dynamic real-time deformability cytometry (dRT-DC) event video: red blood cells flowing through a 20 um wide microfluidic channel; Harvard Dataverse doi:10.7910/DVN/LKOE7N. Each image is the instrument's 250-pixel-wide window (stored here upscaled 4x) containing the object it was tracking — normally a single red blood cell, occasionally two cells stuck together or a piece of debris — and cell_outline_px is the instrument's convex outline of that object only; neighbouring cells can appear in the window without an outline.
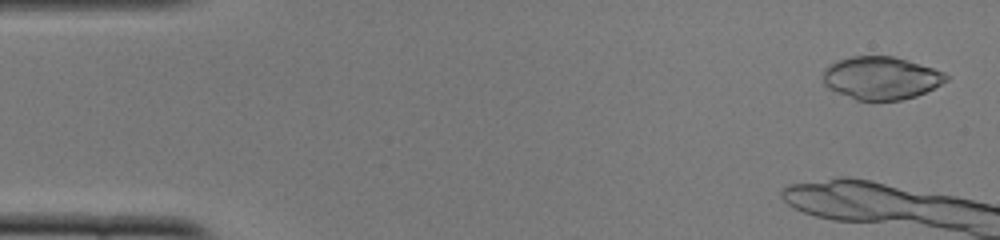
{"species": "common noctule bat (a hibernating species)", "species_latin": "Nyctalus noctula", "temperature_condition": "cold", "stored_images_in_passage": 10, "camera_frame_rate_fps": 3000, "um_per_image_px": 0.085, "animal": {"sex": "female", "body_mass_g": 22.0, "forearm_length_mm": 56.7}, "frame": {"image": 1, "passage_image": 2, "time_ms": 0.333, "image_size_px": [1000, 240], "cell_outline_px": [[948, 80], [916, 96], [900, 100], [856, 100], [828, 88], [824, 84], [824, 72], [828, 64], [852, 56], [892, 56], [932, 68], [944, 72], [948, 76]], "centroid_in_image_um": [74.87, 6.63], "position_along_channel_um": 10.1, "area_um2": 30.29}}